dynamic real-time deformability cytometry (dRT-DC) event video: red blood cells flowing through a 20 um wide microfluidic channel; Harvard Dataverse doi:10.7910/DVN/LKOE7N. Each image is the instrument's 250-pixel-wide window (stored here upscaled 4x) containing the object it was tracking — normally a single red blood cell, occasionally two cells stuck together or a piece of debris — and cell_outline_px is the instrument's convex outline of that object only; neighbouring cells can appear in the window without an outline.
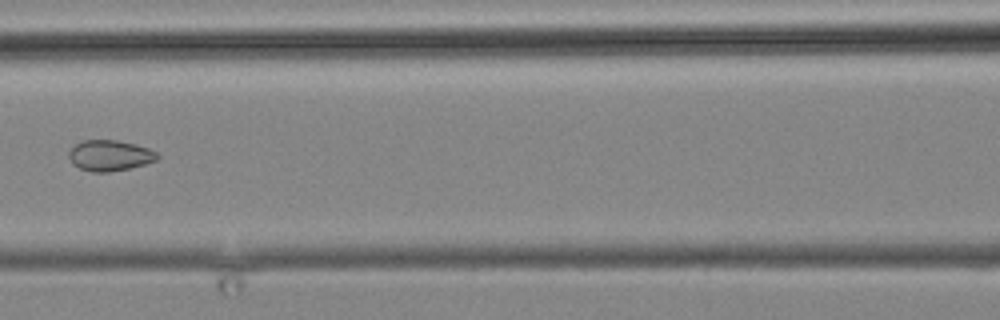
{"species": "common noctule bat (a hibernating species)", "species_latin": "Nyctalus noctula", "temperature_condition": "cold", "stored_images_in_passage": 20, "camera_frame_rate_fps": 3000, "um_per_image_px": 0.085, "animal": {"sex": "male", "body_mass_g": 19.2, "forearm_length_mm": 51.8}, "frame": {"image": 1, "passage_image": 12, "time_ms": 12.667, "image_size_px": [1000, 320], "cell_outline_px": [[160, 156], [156, 160], [132, 168], [108, 172], [92, 172], [80, 168], [72, 164], [68, 156], [68, 152], [72, 144], [84, 140], [116, 140], [136, 144], [148, 148], [156, 152]], "centroid_in_image_um": [9.3, 13.21], "position_along_channel_um": 157.3, "area_um2": 16.07}}
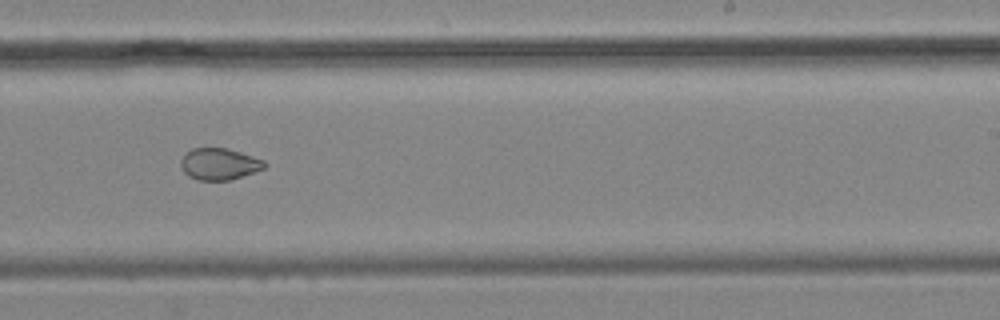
{"frame": {"image": 2, "passage_image": 15, "time_ms": 16.0, "image_size_px": [1000, 320], "cell_outline_px": [[268, 164], [264, 168], [228, 180], [196, 180], [188, 176], [184, 172], [180, 164], [180, 160], [184, 152], [192, 148], [228, 148], [264, 160]], "centroid_in_image_um": [18.59, 13.92], "position_along_channel_um": 270.4, "area_um2": 15.43}}